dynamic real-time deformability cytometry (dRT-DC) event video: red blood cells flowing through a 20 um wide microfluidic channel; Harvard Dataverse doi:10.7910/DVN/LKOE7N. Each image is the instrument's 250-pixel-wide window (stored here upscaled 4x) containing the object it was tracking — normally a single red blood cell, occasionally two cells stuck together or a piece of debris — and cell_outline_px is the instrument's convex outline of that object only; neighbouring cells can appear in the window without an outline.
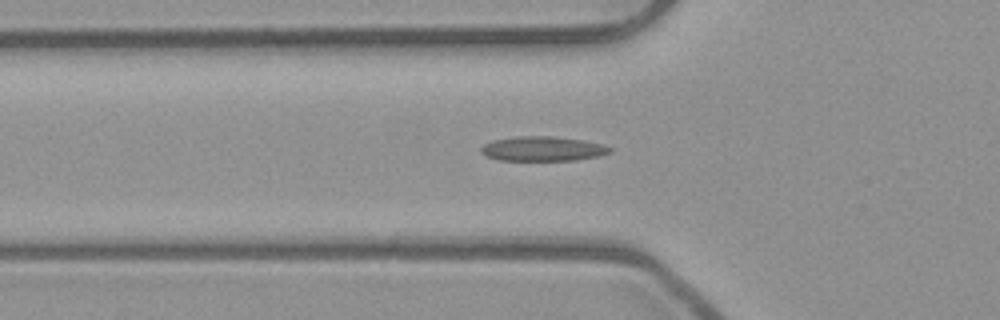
{"species": "common noctule bat (a hibernating species)", "species_latin": "Nyctalus noctula", "temperature_condition": "room temperature", "stored_images_in_passage": 50, "camera_frame_rate_fps": 3000, "um_per_image_px": 0.085, "animal": {"sex": "male", "body_mass_g": 23.1, "forearm_length_mm": 52.7}, "frame": {"image": 1, "passage_image": 18, "time_ms": 5.667, "image_size_px": [1000, 320], "cell_outline_px": [[612, 152], [600, 156], [576, 160], [500, 160], [484, 156], [480, 152], [480, 148], [484, 144], [492, 140], [520, 136], [552, 136], [584, 140], [604, 144], [612, 148]], "centroid_in_image_um": [46.15, 12.64], "position_along_channel_um": 79.7, "area_um2": 18.67}}
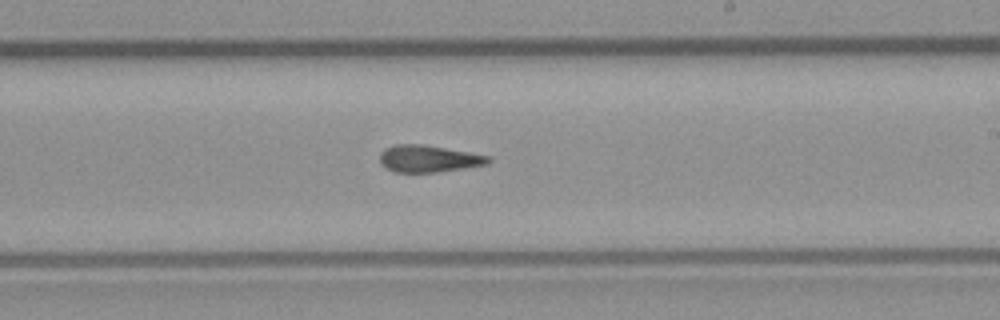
{"frame": {"image": 2, "passage_image": 31, "time_ms": 10.0, "image_size_px": [1000, 320], "cell_outline_px": [[492, 160], [488, 164], [464, 168], [436, 172], [396, 172], [380, 164], [380, 152], [384, 148], [396, 144], [420, 144], [468, 152], [488, 156]], "centroid_in_image_um": [36.4, 13.49], "position_along_channel_um": 252.6, "area_um2": 16.88}}
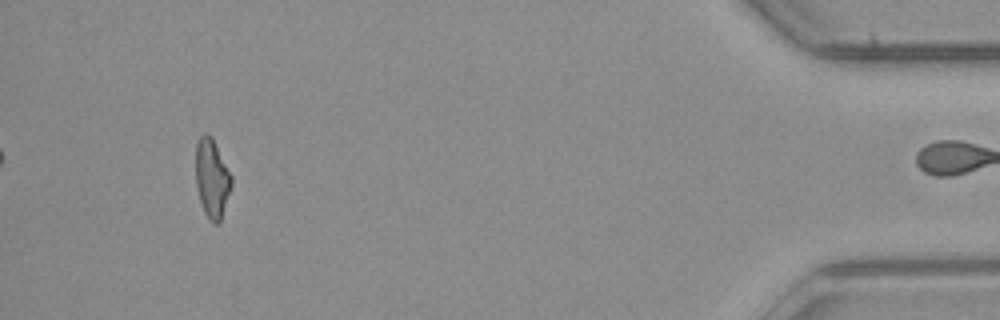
{"frame": {"image": 3, "passage_image": 49, "time_ms": 16.0, "image_size_px": [1000, 320], "cell_outline_px": [[232, 184], [220, 220], [216, 224], [212, 224], [208, 220], [204, 212], [200, 200], [196, 184], [196, 144], [200, 136], [204, 132], [208, 132], [212, 136], [232, 176]], "centroid_in_image_um": [18.01, 15.13], "position_along_channel_um": 417.2, "area_um2": 16.42}, "authors_computed_cell_mechanics": {"area_um2": 17.4267, "velocity_mm_per_s": 3.9585, "shape_relaxation_time_tau1_ms": null, "shape_relaxation_time_tau2_ms": 4.0178, "deformation_change_tau1": null, "deformation_change_tau2": 0.1127}}